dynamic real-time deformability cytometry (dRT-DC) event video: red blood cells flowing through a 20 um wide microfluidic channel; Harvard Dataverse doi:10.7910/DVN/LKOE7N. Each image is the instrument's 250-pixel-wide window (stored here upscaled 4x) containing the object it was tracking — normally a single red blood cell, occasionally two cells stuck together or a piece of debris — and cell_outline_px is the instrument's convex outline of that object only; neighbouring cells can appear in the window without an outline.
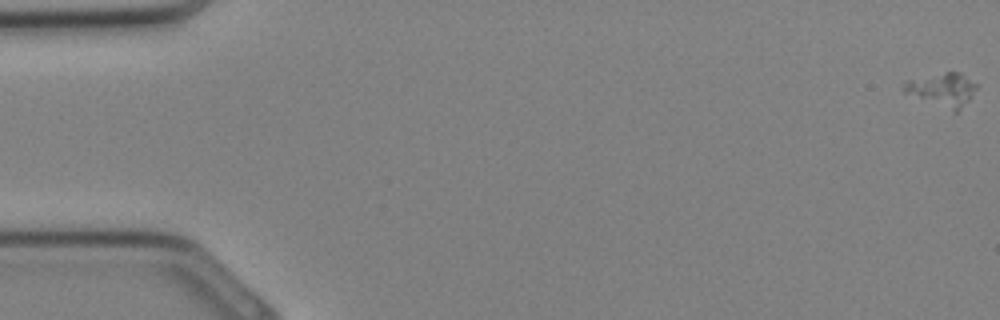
{"species": "Egyptian fruit bat (a non-hibernating species)", "species_latin": "Rousettus aegyptiacus", "temperature_condition": "cold", "stored_images_in_passage": 35, "camera_frame_rate_fps": 3000, "um_per_image_px": 0.085, "animal": {"sex": "female"}, "frame": {"image": 1, "passage_image": 1, "time_ms": 0.0, "image_size_px": [1000, 320], "cell_outline_px": [[976, 88], [968, 100], [956, 112], [904, 92], [904, 84], [908, 80], [948, 72], [960, 72], [976, 84]], "centroid_in_image_um": [80.12, 7.6], "position_along_channel_um": 4.9, "area_um2": 13.35}}
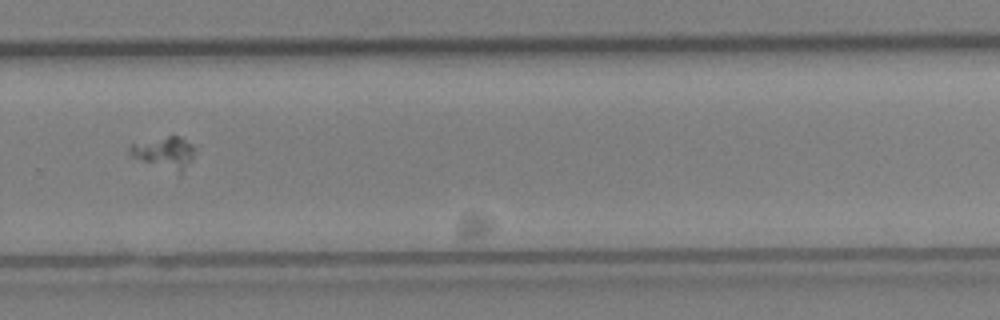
{"frame": {"image": 2, "passage_image": 24, "time_ms": 7.667, "image_size_px": [1000, 320], "cell_outline_px": [[196, 148], [192, 156], [180, 176], [128, 156], [128, 148], [132, 144], [168, 136], [180, 136], [192, 144]], "centroid_in_image_um": [13.96, 13.02], "position_along_channel_um": 315.8, "area_um2": 12.37}}
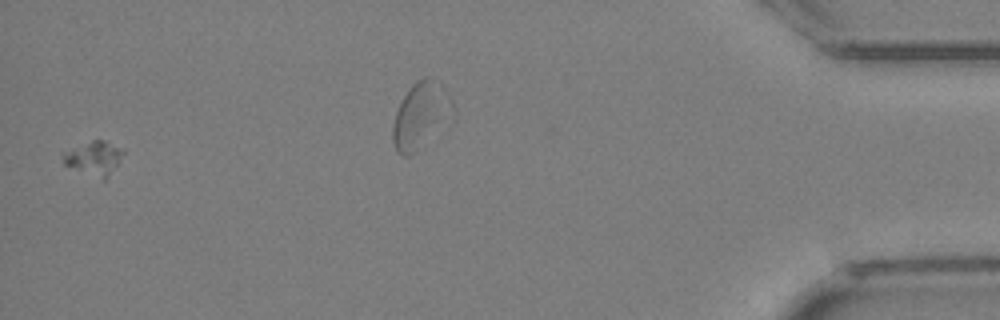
{"frame": {"image": 3, "passage_image": 34, "time_ms": 11.0, "image_size_px": [1000, 320], "cell_outline_px": [[124, 152], [108, 176], [104, 180], [64, 164], [60, 152], [92, 140], [104, 140], [124, 148]], "centroid_in_image_um": [7.96, 13.4], "position_along_channel_um": 427.2, "area_um2": 11.68}}